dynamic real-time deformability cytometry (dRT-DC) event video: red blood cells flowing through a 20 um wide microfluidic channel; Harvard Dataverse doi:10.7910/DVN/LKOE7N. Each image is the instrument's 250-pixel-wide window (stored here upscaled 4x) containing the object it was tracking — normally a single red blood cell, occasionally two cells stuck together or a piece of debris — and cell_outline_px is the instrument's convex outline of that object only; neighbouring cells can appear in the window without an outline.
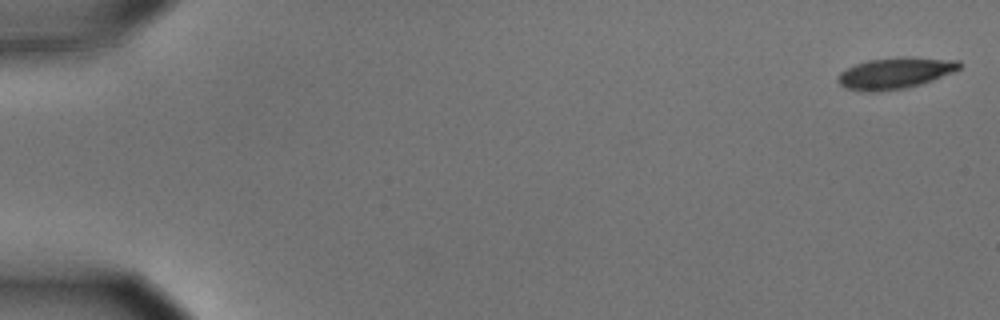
{"species": "common noctule bat (a hibernating species)", "species_latin": "Nyctalus noctula", "temperature_condition": "cold", "stored_images_in_passage": 6, "camera_frame_rate_fps": 3000, "um_per_image_px": 0.085, "animal": {"sex": "male", "body_mass_g": 15.6}, "frame": {"image": 1, "passage_image": 1, "time_ms": 0.0, "image_size_px": [1000, 320], "cell_outline_px": [[960, 68], [952, 72], [932, 80], [920, 84], [904, 88], [876, 92], [868, 92], [844, 88], [836, 80], [840, 72], [856, 64], [868, 60], [904, 56], [908, 56], [960, 60]], "centroid_in_image_um": [76.07, 6.2], "position_along_channel_um": 8.9, "area_um2": 22.14}}
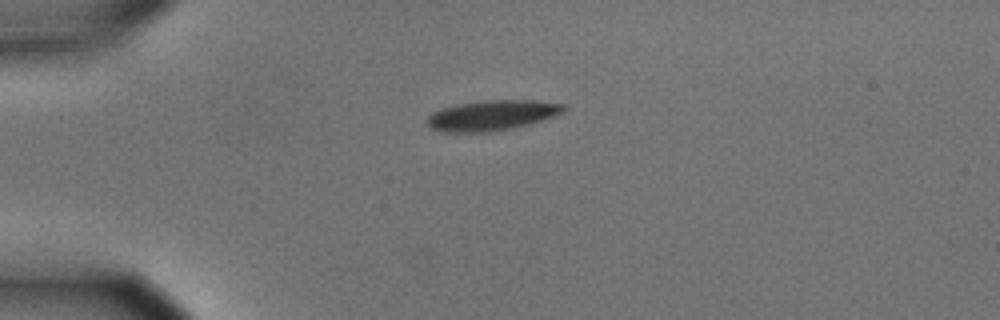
{"frame": {"image": 2, "passage_image": 4, "time_ms": 1.0, "image_size_px": [1000, 320], "cell_outline_px": [[568, 108], [564, 112], [532, 124], [496, 132], [444, 132], [432, 128], [428, 124], [428, 116], [432, 112], [440, 108], [456, 104], [484, 100], [536, 100], [564, 104]], "centroid_in_image_um": [41.86, 9.8], "position_along_channel_um": 43.1, "area_um2": 24.45}}
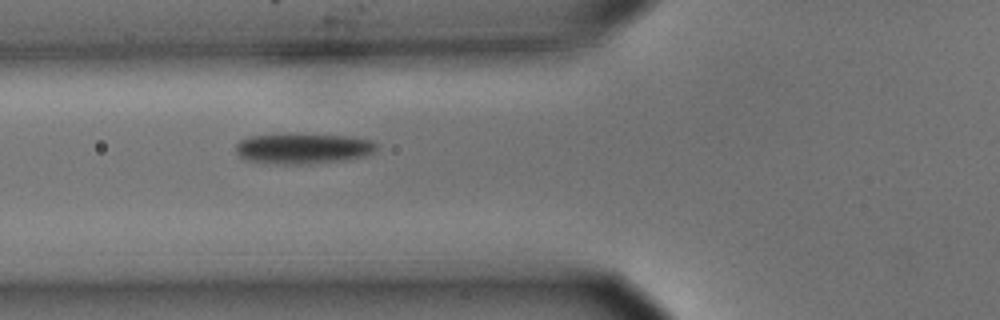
{"frame": {"image": 3, "passage_image": 6, "time_ms": 1.667, "image_size_px": [1000, 320], "cell_outline_px": [[376, 148], [372, 152], [364, 156], [340, 160], [296, 164], [284, 164], [248, 160], [240, 156], [236, 152], [236, 144], [240, 140], [248, 136], [288, 132], [352, 136], [372, 140], [376, 144]], "centroid_in_image_um": [25.73, 12.57], "position_along_channel_um": 100.1, "area_um2": 25.26}}